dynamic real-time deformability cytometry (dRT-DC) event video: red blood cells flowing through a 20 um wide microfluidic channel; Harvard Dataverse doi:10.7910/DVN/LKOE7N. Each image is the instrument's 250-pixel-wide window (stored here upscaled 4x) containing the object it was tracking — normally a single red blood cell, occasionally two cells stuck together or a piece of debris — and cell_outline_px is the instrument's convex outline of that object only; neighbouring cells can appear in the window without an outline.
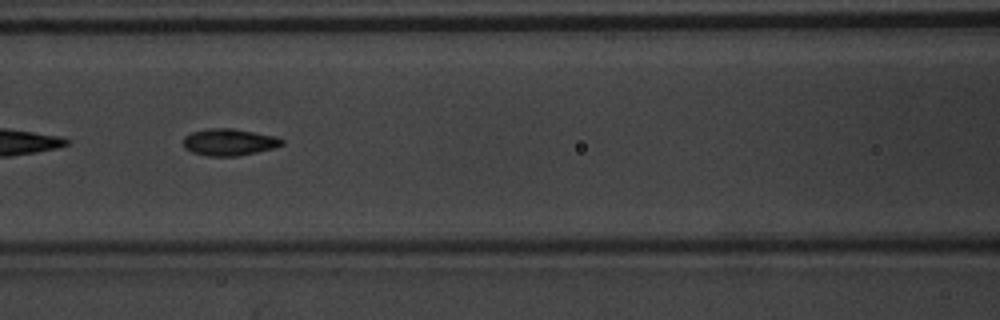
{"species": "common noctule bat (a hibernating species)", "species_latin": "Nyctalus noctula", "temperature_condition": "warm", "stored_images_in_passage": 9, "camera_frame_rate_fps": 3000, "um_per_image_px": 0.085, "animal": {"sex": "male", "body_mass_g": 20.1, "forearm_length_mm": 53.5}, "frame": {"image": 1, "passage_image": 8, "time_ms": 2.333, "image_size_px": [1000, 320], "cell_outline_px": [[284, 144], [276, 148], [236, 156], [208, 156], [192, 152], [184, 148], [184, 136], [192, 132], [208, 128], [232, 128], [276, 136], [284, 140]], "centroid_in_image_um": [19.49, 12.08], "position_along_channel_um": 147.1, "area_um2": 15.49}}
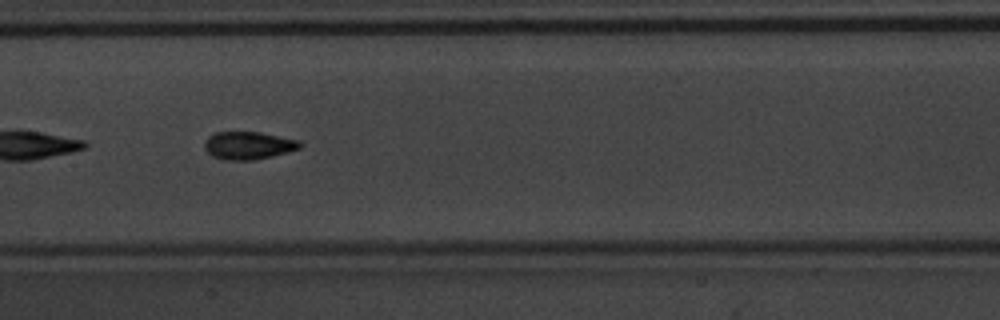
{"frame": {"image": 2, "passage_image": 9, "time_ms": 2.667, "image_size_px": [1000, 320], "cell_outline_px": [[304, 144], [300, 148], [288, 152], [256, 160], [224, 160], [212, 156], [204, 148], [204, 144], [208, 136], [216, 132], [260, 132], [300, 140]], "centroid_in_image_um": [21.14, 12.36], "position_along_channel_um": 186.3, "area_um2": 15.61}}